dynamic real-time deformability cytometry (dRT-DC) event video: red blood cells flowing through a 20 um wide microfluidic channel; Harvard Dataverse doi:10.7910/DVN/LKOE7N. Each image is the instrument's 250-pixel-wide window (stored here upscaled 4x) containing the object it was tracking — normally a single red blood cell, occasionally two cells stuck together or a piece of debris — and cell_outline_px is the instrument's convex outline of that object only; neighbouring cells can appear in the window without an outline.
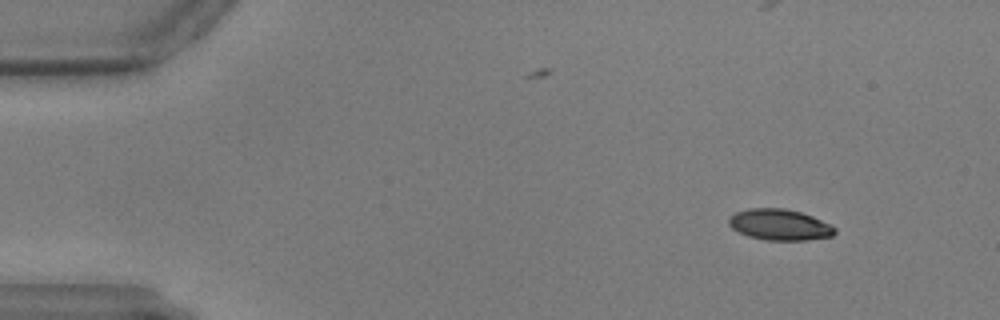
{"species": "common noctule bat (a hibernating species)", "species_latin": "Nyctalus noctula", "temperature_condition": "warm", "stored_images_in_passage": 59, "camera_frame_rate_fps": 3000, "um_per_image_px": 0.085, "animal": {"sex": "male", "body_mass_g": 17.9, "forearm_length_mm": 54.2}, "frame": {"image": 1, "passage_image": 6, "time_ms": 1.667, "image_size_px": [1000, 320], "cell_outline_px": [[836, 232], [832, 236], [808, 240], [764, 240], [748, 236], [732, 228], [728, 224], [728, 216], [736, 212], [748, 208], [784, 208], [800, 212], [812, 216], [832, 224], [836, 228]], "centroid_in_image_um": [66.27, 19.1], "position_along_channel_um": 18.7, "area_um2": 19.36}}
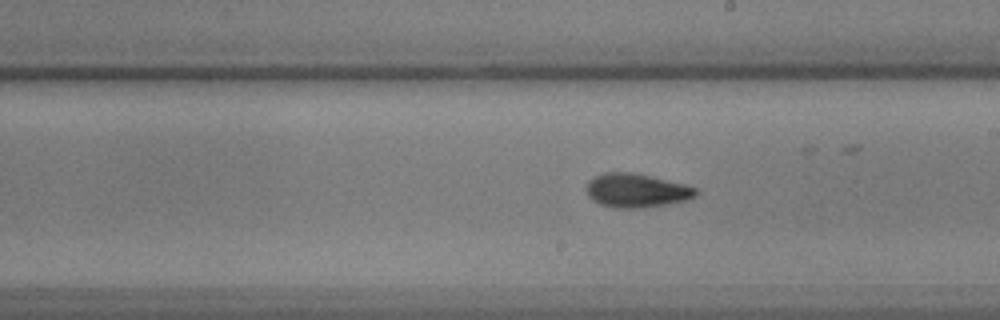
{"frame": {"image": 2, "passage_image": 33, "time_ms": 10.667, "image_size_px": [1000, 320], "cell_outline_px": [[696, 196], [684, 200], [644, 208], [612, 208], [600, 204], [592, 200], [588, 196], [584, 188], [588, 180], [604, 172], [632, 172], [684, 184], [696, 188]], "centroid_in_image_um": [54.01, 16.19], "position_along_channel_um": 235.0, "area_um2": 21.56}}
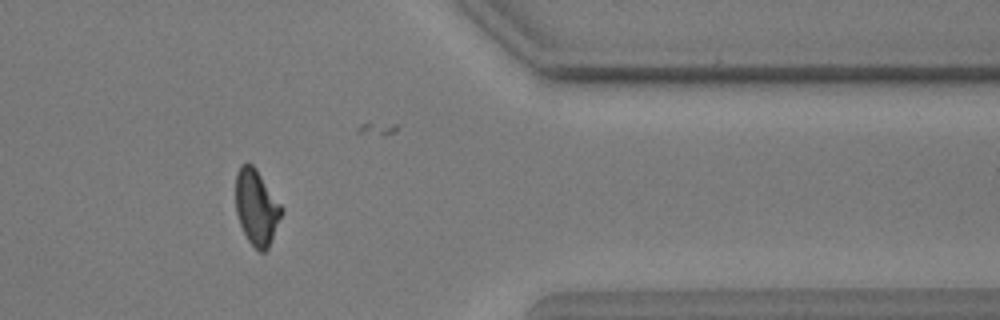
{"frame": {"image": 3, "passage_image": 48, "time_ms": 15.667, "image_size_px": [1000, 320], "cell_outline_px": [[284, 212], [268, 248], [264, 252], [260, 252], [248, 240], [240, 224], [236, 212], [236, 172], [240, 164], [252, 164], [256, 168], [284, 208]], "centroid_in_image_um": [21.82, 17.61], "position_along_channel_um": 389.6, "area_um2": 20.23}}